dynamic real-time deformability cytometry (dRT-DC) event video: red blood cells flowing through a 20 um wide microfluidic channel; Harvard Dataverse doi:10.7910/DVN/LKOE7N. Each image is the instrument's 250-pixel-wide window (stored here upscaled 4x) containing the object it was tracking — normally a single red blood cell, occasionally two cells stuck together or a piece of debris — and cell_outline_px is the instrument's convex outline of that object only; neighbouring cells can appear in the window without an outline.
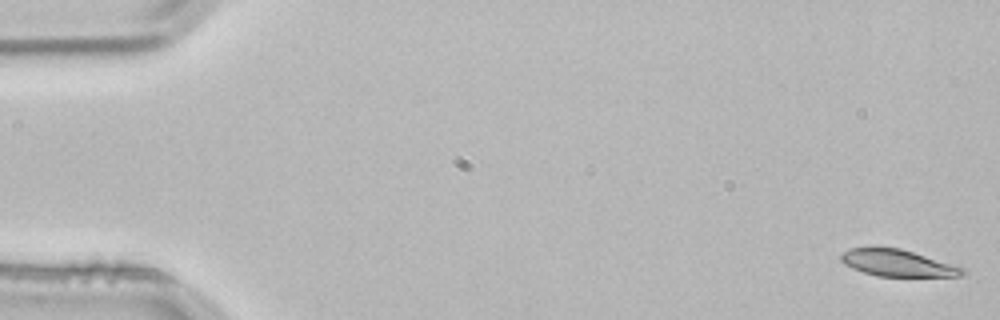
{"species": "common noctule bat (a hibernating species)", "species_latin": "Nyctalus noctula", "temperature_condition": "room temperature", "stored_images_in_passage": 3, "camera_frame_rate_fps": 3000, "um_per_image_px": 0.085, "animal": {"sex": "male", "body_mass_g": 21.5, "forearm_length_mm": 52.0}, "frame": {"image": 1, "passage_image": 1, "time_ms": 0.0, "image_size_px": [1000, 320], "cell_outline_px": [[968, 272], [960, 276], [876, 276], [852, 268], [844, 264], [840, 260], [840, 252], [852, 248], [900, 248], [968, 268]], "centroid_in_image_um": [76.34, 22.36], "position_along_channel_um": 8.7, "area_um2": 19.02}}